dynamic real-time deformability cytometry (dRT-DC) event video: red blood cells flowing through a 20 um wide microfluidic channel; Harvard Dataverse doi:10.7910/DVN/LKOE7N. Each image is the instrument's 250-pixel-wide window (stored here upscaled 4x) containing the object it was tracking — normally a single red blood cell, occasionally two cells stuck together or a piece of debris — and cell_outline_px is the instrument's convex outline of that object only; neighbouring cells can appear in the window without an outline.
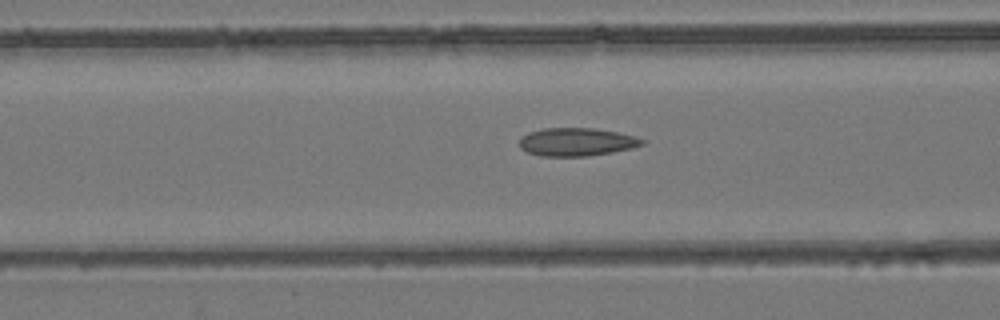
{"species": "common noctule bat (a hibernating species)", "species_latin": "Nyctalus noctula", "temperature_condition": "room temperature", "stored_images_in_passage": 36, "camera_frame_rate_fps": 3000, "um_per_image_px": 0.085, "animal": {"sex": "female", "body_mass_g": 24.6, "forearm_length_mm": 56.2}, "frame": {"image": 1, "passage_image": 4, "time_ms": 1.0, "image_size_px": [1000, 320], "cell_outline_px": [[648, 140], [644, 144], [632, 148], [612, 152], [588, 156], [540, 156], [528, 152], [520, 148], [520, 140], [528, 132], [544, 128], [592, 128], [616, 132], [636, 136]], "centroid_in_image_um": [49.05, 12.06], "position_along_channel_um": 117.6, "area_um2": 20.11}}
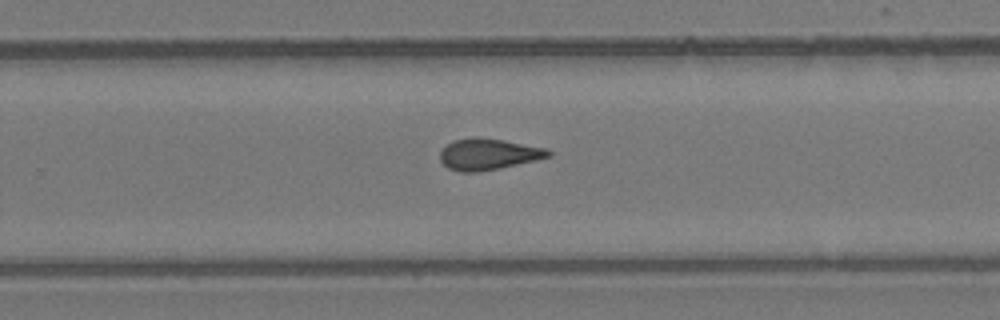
{"frame": {"image": 2, "passage_image": 17, "time_ms": 5.333, "image_size_px": [1000, 320], "cell_outline_px": [[552, 156], [536, 160], [500, 168], [476, 172], [460, 172], [448, 168], [440, 160], [440, 152], [452, 140], [500, 140], [544, 148], [552, 152]], "centroid_in_image_um": [41.52, 13.16], "position_along_channel_um": 288.3, "area_um2": 18.84}}
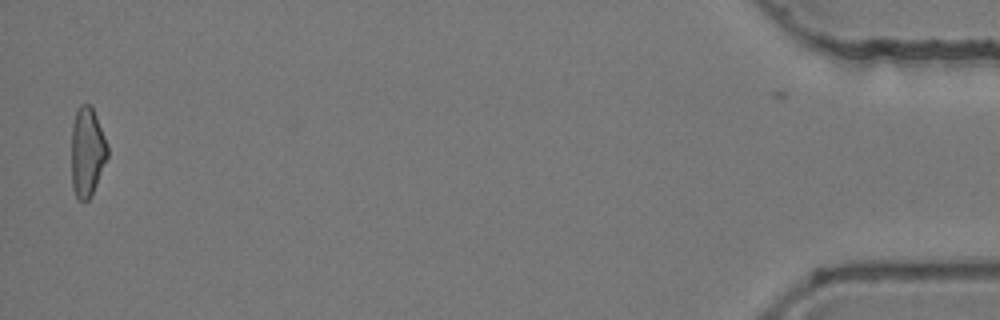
{"frame": {"image": 3, "passage_image": 35, "time_ms": 11.333, "image_size_px": [1000, 320], "cell_outline_px": [[108, 156], [92, 196], [84, 204], [76, 196], [72, 188], [72, 124], [76, 112], [80, 104], [88, 104], [92, 108], [96, 116], [108, 144]], "centroid_in_image_um": [7.41, 12.96], "position_along_channel_um": 427.8, "area_um2": 18.9}}